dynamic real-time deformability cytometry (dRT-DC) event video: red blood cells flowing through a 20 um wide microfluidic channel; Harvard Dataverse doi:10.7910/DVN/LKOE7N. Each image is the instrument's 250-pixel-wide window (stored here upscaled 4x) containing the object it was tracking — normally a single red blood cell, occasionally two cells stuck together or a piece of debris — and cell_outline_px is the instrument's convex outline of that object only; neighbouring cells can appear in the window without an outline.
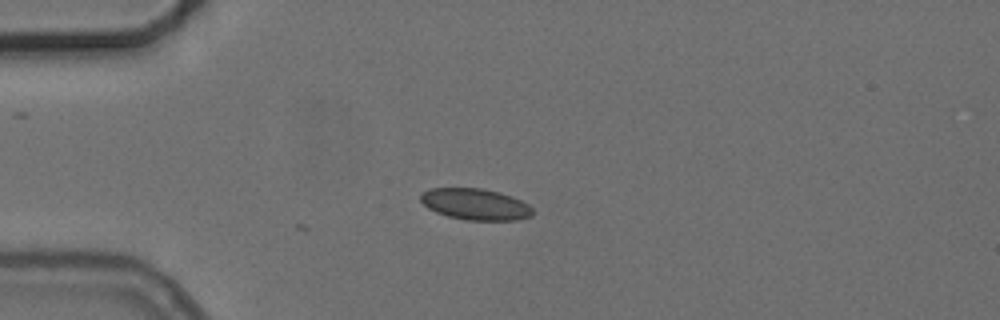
{"species": "common noctule bat (a hibernating species)", "species_latin": "Nyctalus noctula", "temperature_condition": "cold", "stored_images_in_passage": 3, "camera_frame_rate_fps": 3000, "um_per_image_px": 0.085, "animal": {"sex": "female", "body_mass_g": 24.6, "forearm_length_mm": 56.2}, "frame": {"image": 1, "passage_image": 3, "time_ms": 0.667, "image_size_px": [1000, 320], "cell_outline_px": [[532, 216], [516, 220], [464, 220], [448, 216], [436, 212], [428, 208], [420, 200], [420, 192], [428, 188], [484, 188], [500, 192], [512, 196], [528, 204], [532, 208]], "centroid_in_image_um": [40.38, 17.35], "position_along_channel_um": 44.6, "area_um2": 20.63}}